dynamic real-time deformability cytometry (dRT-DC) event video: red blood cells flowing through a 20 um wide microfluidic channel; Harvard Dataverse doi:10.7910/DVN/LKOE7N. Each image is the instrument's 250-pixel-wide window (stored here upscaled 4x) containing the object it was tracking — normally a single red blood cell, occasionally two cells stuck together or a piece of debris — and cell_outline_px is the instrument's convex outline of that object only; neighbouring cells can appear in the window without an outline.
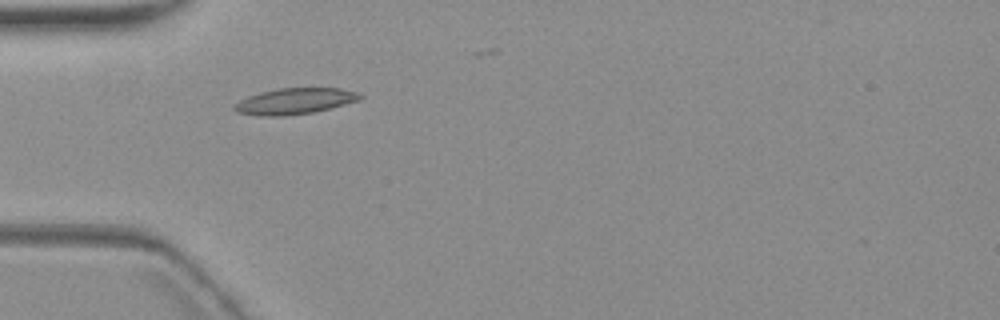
{"species": "common noctule bat (a hibernating species)", "species_latin": "Nyctalus noctula", "temperature_condition": "warm", "stored_images_in_passage": 3, "camera_frame_rate_fps": 3000, "um_per_image_px": 0.085, "animal": {"sex": "female", "body_mass_g": 19.3, "forearm_length_mm": 54.1}, "frame": {"image": 1, "passage_image": 1, "time_ms": 0.0, "image_size_px": [1000, 320], "cell_outline_px": [[364, 96], [360, 100], [332, 108], [316, 112], [284, 116], [260, 116], [236, 112], [232, 108], [232, 104], [248, 96], [260, 92], [276, 88], [340, 88], [360, 92]], "centroid_in_image_um": [25.07, 8.6], "position_along_channel_um": 59.9, "area_um2": 19.48}}
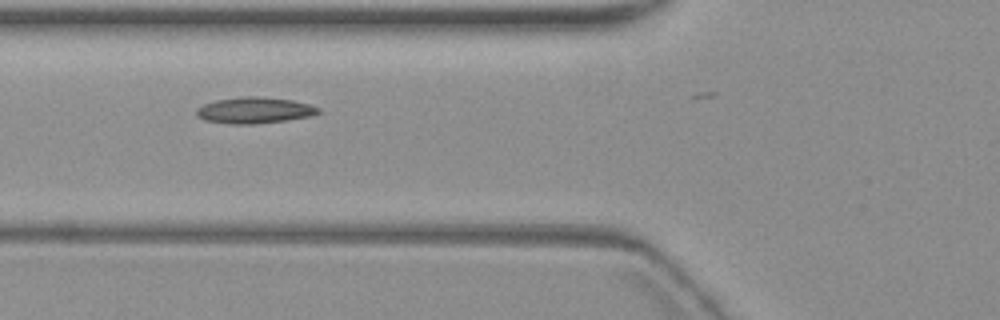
{"frame": {"image": 2, "passage_image": 2, "time_ms": 1.333, "image_size_px": [1000, 320], "cell_outline_px": [[320, 112], [312, 116], [288, 120], [252, 124], [232, 124], [204, 120], [196, 116], [196, 108], [204, 104], [216, 100], [244, 96], [260, 96], [292, 100], [308, 104], [320, 108]], "centroid_in_image_um": [21.62, 9.37], "position_along_channel_um": 104.2, "area_um2": 18.67}}
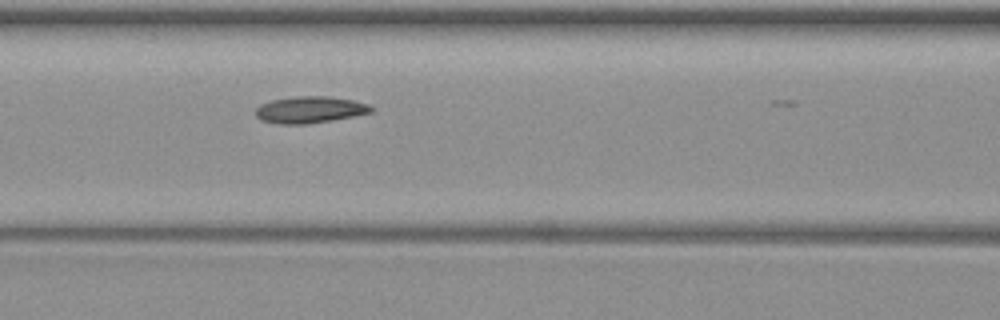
{"frame": {"image": 3, "passage_image": 3, "time_ms": 2.333, "image_size_px": [1000, 320], "cell_outline_px": [[372, 112], [332, 120], [304, 124], [276, 124], [260, 120], [256, 116], [256, 108], [260, 104], [272, 100], [296, 96], [328, 96], [352, 100], [368, 104], [372, 108]], "centroid_in_image_um": [26.29, 9.33], "position_along_channel_um": 140.3, "area_um2": 17.86}}